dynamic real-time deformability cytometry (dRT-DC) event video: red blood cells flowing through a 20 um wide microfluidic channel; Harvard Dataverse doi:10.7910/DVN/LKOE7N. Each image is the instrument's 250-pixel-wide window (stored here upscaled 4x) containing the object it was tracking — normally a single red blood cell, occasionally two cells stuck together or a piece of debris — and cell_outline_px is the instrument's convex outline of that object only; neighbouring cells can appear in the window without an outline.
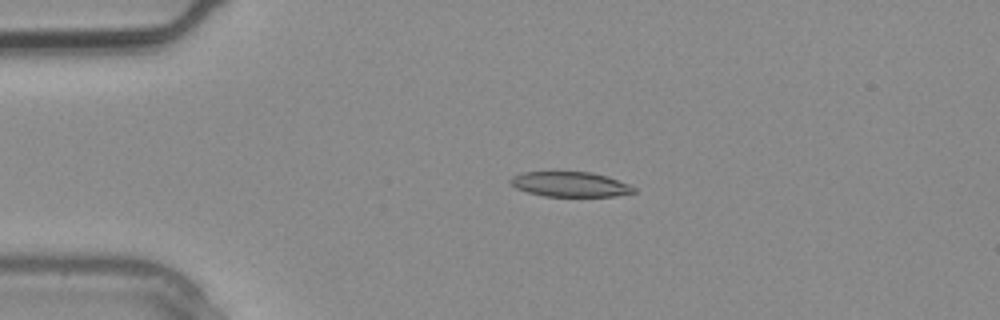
{"species": "common noctule bat (a hibernating species)", "species_latin": "Nyctalus noctula", "temperature_condition": "warm", "stored_images_in_passage": 2, "camera_frame_rate_fps": 3000, "um_per_image_px": 0.085, "animal": {"sex": "male", "body_mass_g": 20.4}, "frame": {"image": 1, "passage_image": 2, "time_ms": 0.333, "image_size_px": [1000, 320], "cell_outline_px": [[636, 192], [616, 196], [544, 196], [528, 192], [516, 188], [508, 180], [512, 176], [524, 172], [592, 172], [608, 176], [628, 184], [636, 188]], "centroid_in_image_um": [48.48, 15.66], "position_along_channel_um": 36.5, "area_um2": 17.92}}